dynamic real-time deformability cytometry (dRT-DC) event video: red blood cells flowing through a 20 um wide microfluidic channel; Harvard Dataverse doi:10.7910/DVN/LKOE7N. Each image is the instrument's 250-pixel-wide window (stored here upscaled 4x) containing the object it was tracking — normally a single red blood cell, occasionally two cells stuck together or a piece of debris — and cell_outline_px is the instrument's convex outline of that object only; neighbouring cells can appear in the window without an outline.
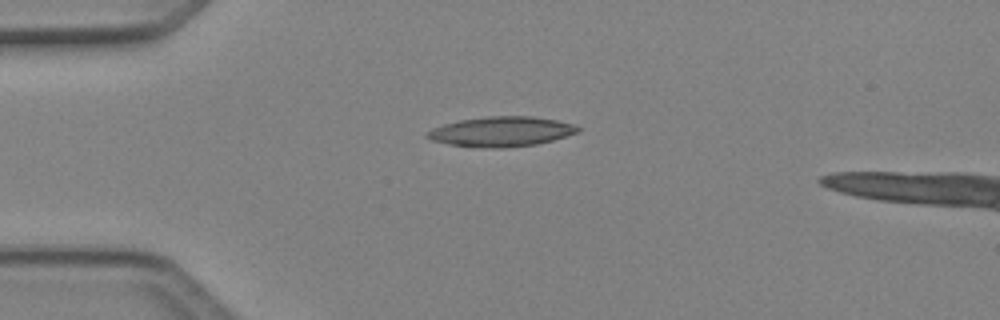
{"species": "Egyptian fruit bat (a non-hibernating species)", "species_latin": "Rousettus aegyptiacus", "temperature_condition": "cold", "stored_images_in_passage": 4, "camera_frame_rate_fps": 3000, "um_per_image_px": 0.085, "animal": {"sex": "female"}, "frame": {"image": 1, "passage_image": 4, "time_ms": 1.0, "image_size_px": [1000, 320], "cell_outline_px": [[580, 132], [552, 140], [536, 144], [504, 148], [488, 148], [448, 144], [432, 140], [424, 136], [424, 132], [432, 128], [444, 124], [460, 120], [484, 116], [532, 116], [556, 120], [572, 124], [580, 128]], "centroid_in_image_um": [42.58, 11.18], "position_along_channel_um": 42.4, "area_um2": 26.3}}